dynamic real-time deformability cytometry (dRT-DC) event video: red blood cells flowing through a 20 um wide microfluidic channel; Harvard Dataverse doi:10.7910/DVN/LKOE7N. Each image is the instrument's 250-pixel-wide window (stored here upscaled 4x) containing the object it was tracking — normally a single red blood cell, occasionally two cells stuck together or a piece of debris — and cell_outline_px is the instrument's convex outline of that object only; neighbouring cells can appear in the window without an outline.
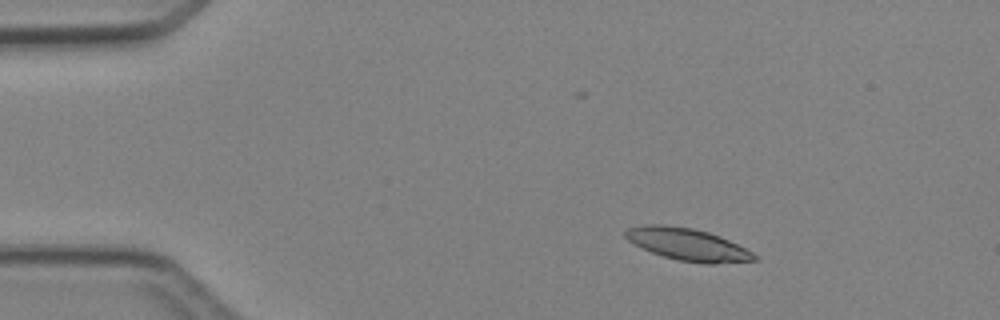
{"species": "Egyptian fruit bat (a non-hibernating species)", "species_latin": "Rousettus aegyptiacus", "temperature_condition": "cold", "stored_images_in_passage": 4, "camera_frame_rate_fps": 3000, "um_per_image_px": 0.085, "animal": {"sex": "female"}, "frame": {"image": 1, "passage_image": 2, "time_ms": 2.0, "image_size_px": [1000, 320], "cell_outline_px": [[756, 260], [716, 264], [704, 264], [676, 260], [652, 252], [628, 240], [624, 236], [624, 232], [628, 228], [644, 224], [664, 224], [692, 228], [708, 232], [720, 236], [752, 252], [756, 256]], "centroid_in_image_um": [58.43, 20.77], "position_along_channel_um": 26.6, "area_um2": 24.04}}
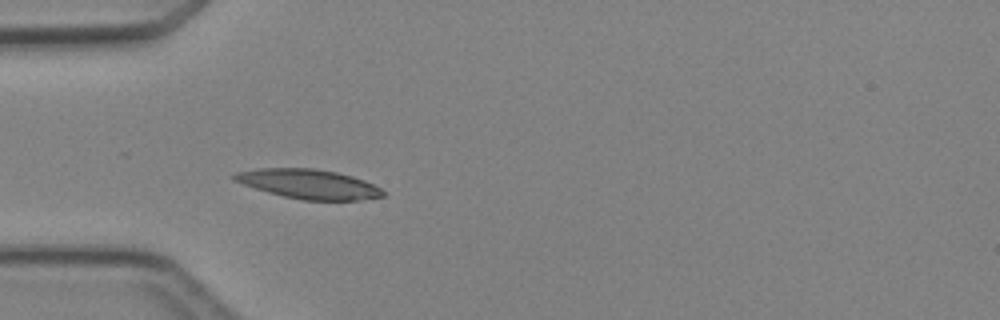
{"frame": {"image": 2, "passage_image": 4, "time_ms": 4.333, "image_size_px": [1000, 320], "cell_outline_px": [[388, 192], [384, 196], [356, 200], [304, 200], [284, 196], [268, 192], [232, 180], [232, 176], [236, 172], [260, 168], [312, 168], [336, 172], [352, 176], [364, 180]], "centroid_in_image_um": [26.26, 15.64], "position_along_channel_um": 58.7, "area_um2": 25.32}}